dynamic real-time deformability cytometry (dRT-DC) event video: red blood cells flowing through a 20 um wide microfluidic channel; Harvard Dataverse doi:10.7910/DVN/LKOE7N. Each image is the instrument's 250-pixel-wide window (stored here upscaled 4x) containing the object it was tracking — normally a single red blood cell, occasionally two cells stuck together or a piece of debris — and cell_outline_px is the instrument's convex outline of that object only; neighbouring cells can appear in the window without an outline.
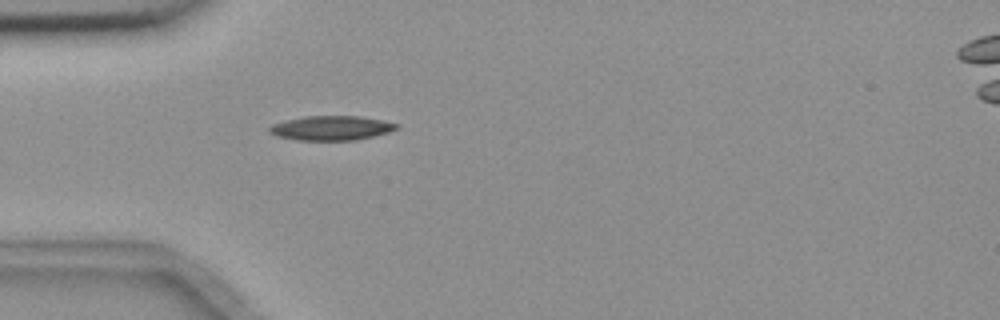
{"species": "common noctule bat (a hibernating species)", "species_latin": "Nyctalus noctula", "temperature_condition": "room temperature", "stored_images_in_passage": 1, "camera_frame_rate_fps": 3000, "um_per_image_px": 0.085, "animal": {"sex": "female", "body_mass_g": 18.4}, "frame": {"image": 1, "passage_image": 1, "time_ms": 0.0, "image_size_px": [1000, 320], "cell_outline_px": [[400, 128], [388, 132], [356, 140], [296, 140], [276, 136], [268, 132], [268, 128], [272, 124], [304, 116], [360, 116], [400, 124]], "centroid_in_image_um": [28.15, 10.88], "position_along_channel_um": 56.8, "area_um2": 18.09}}